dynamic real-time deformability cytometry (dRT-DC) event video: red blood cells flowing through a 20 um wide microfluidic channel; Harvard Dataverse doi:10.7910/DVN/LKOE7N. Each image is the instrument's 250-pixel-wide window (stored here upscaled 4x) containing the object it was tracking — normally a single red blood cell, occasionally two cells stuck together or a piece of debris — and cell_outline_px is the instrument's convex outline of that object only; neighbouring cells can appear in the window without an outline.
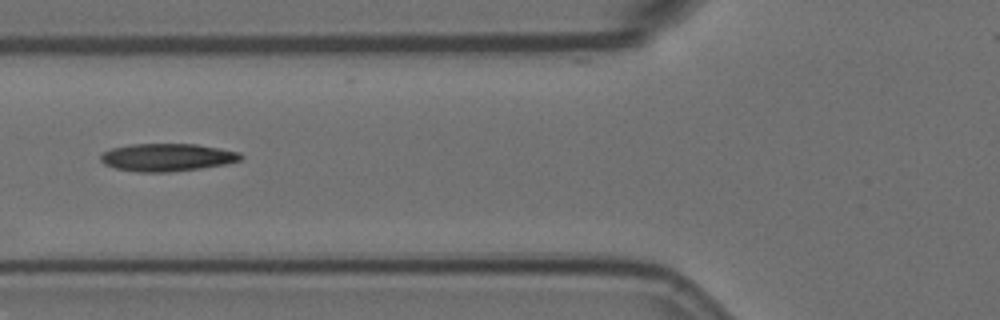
{"species": "Egyptian fruit bat (a non-hibernating species)", "species_latin": "Rousettus aegyptiacus", "temperature_condition": "room temperature", "stored_images_in_passage": 8, "camera_frame_rate_fps": 3000, "um_per_image_px": 0.085, "animal": {"sex": "female"}, "frame": {"image": 1, "passage_image": 6, "time_ms": 1.667, "image_size_px": [1000, 320], "cell_outline_px": [[244, 156], [240, 160], [224, 164], [200, 168], [168, 172], [136, 172], [116, 168], [104, 164], [100, 160], [100, 156], [104, 152], [112, 148], [132, 144], [196, 144], [220, 148], [240, 152]], "centroid_in_image_um": [14.21, 13.37], "position_along_channel_um": 111.6, "area_um2": 22.54}}
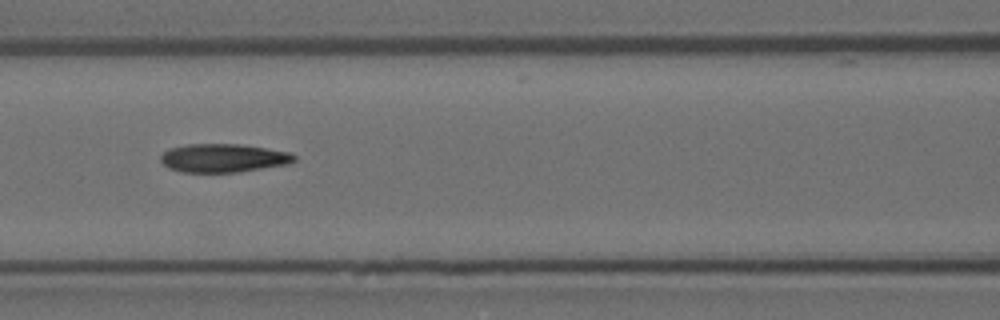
{"frame": {"image": 2, "passage_image": 7, "time_ms": 2.0, "image_size_px": [1000, 320], "cell_outline_px": [[296, 160], [288, 164], [240, 172], [180, 172], [168, 168], [160, 160], [160, 156], [168, 148], [188, 144], [240, 144], [288, 152], [296, 156]], "centroid_in_image_um": [18.95, 13.44], "position_along_channel_um": 147.6, "area_um2": 22.2}}